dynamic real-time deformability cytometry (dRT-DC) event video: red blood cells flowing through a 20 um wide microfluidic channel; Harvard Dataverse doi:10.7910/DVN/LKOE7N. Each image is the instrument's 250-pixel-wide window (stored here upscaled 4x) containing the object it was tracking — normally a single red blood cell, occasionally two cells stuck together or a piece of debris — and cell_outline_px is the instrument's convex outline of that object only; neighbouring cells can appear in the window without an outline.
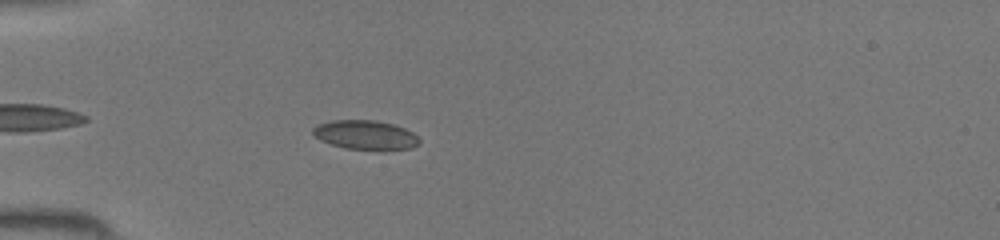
{"species": "common noctule bat (a hibernating species)", "species_latin": "Nyctalus noctula", "temperature_condition": "room temperature", "stored_images_in_passage": 25, "camera_frame_rate_fps": 3000, "um_per_image_px": 0.085, "animal": {"sex": "female", "body_mass_g": 19.5, "forearm_length_mm": 54.1}, "frame": {"image": 1, "passage_image": 5, "time_ms": 1.333, "image_size_px": [1000, 240], "cell_outline_px": [[420, 144], [412, 148], [380, 152], [344, 148], [320, 140], [312, 132], [312, 128], [320, 124], [332, 120], [376, 120], [392, 124], [404, 128], [412, 132], [420, 140]], "centroid_in_image_um": [31.11, 11.51], "position_along_channel_um": 53.9, "area_um2": 18.55}}
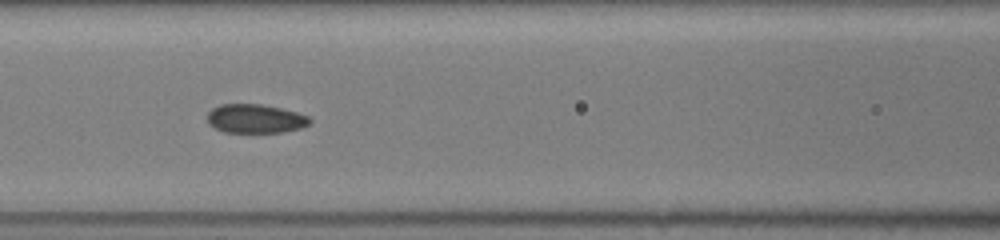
{"frame": {"image": 2, "passage_image": 12, "time_ms": 3.667, "image_size_px": [1000, 240], "cell_outline_px": [[312, 120], [308, 124], [300, 128], [284, 132], [224, 132], [208, 124], [208, 112], [212, 108], [220, 104], [260, 104], [280, 108], [296, 112], [308, 116]], "centroid_in_image_um": [21.69, 10.08], "position_along_channel_um": 144.9, "area_um2": 17.17}}
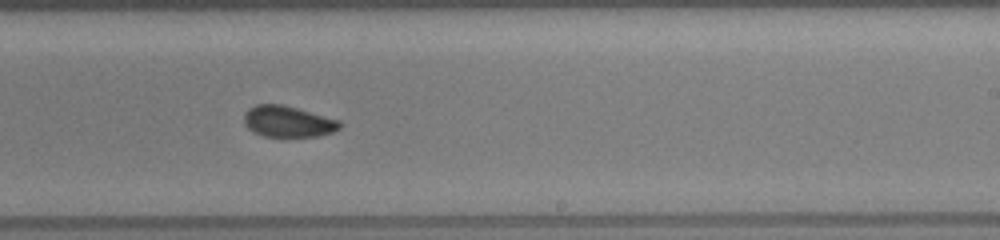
{"frame": {"image": 3, "passage_image": 20, "time_ms": 6.333, "image_size_px": [1000, 240], "cell_outline_px": [[344, 124], [340, 128], [332, 132], [316, 136], [284, 140], [264, 136], [252, 132], [244, 124], [244, 112], [248, 108], [256, 104], [280, 104], [296, 108], [340, 120]], "centroid_in_image_um": [24.46, 10.38], "position_along_channel_um": 264.5, "area_um2": 18.15}}